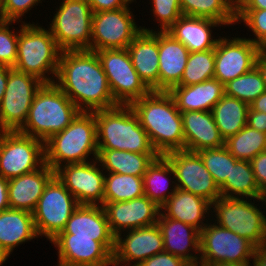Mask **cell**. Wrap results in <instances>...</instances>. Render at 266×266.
Returning <instances> with one entry per match:
<instances>
[{
	"label": "cell",
	"instance_id": "cell-1",
	"mask_svg": "<svg viewBox=\"0 0 266 266\" xmlns=\"http://www.w3.org/2000/svg\"><path fill=\"white\" fill-rule=\"evenodd\" d=\"M81 112H95L119 105L95 51H61L56 82Z\"/></svg>",
	"mask_w": 266,
	"mask_h": 266
},
{
	"label": "cell",
	"instance_id": "cell-2",
	"mask_svg": "<svg viewBox=\"0 0 266 266\" xmlns=\"http://www.w3.org/2000/svg\"><path fill=\"white\" fill-rule=\"evenodd\" d=\"M130 106L158 155L184 150L181 112L169 92L151 91Z\"/></svg>",
	"mask_w": 266,
	"mask_h": 266
},
{
	"label": "cell",
	"instance_id": "cell-3",
	"mask_svg": "<svg viewBox=\"0 0 266 266\" xmlns=\"http://www.w3.org/2000/svg\"><path fill=\"white\" fill-rule=\"evenodd\" d=\"M80 112L55 83H44L33 99L25 123L17 131L46 142L62 132Z\"/></svg>",
	"mask_w": 266,
	"mask_h": 266
},
{
	"label": "cell",
	"instance_id": "cell-4",
	"mask_svg": "<svg viewBox=\"0 0 266 266\" xmlns=\"http://www.w3.org/2000/svg\"><path fill=\"white\" fill-rule=\"evenodd\" d=\"M95 121L98 149L157 153L130 105L95 111Z\"/></svg>",
	"mask_w": 266,
	"mask_h": 266
},
{
	"label": "cell",
	"instance_id": "cell-5",
	"mask_svg": "<svg viewBox=\"0 0 266 266\" xmlns=\"http://www.w3.org/2000/svg\"><path fill=\"white\" fill-rule=\"evenodd\" d=\"M45 163L54 171L64 164L87 162L89 155L97 159L95 112H80L62 131L44 142Z\"/></svg>",
	"mask_w": 266,
	"mask_h": 266
},
{
	"label": "cell",
	"instance_id": "cell-6",
	"mask_svg": "<svg viewBox=\"0 0 266 266\" xmlns=\"http://www.w3.org/2000/svg\"><path fill=\"white\" fill-rule=\"evenodd\" d=\"M42 27L22 21L18 31L17 60L14 69L33 75L43 83H54L52 77L56 78L61 50L50 30ZM48 74H52V77Z\"/></svg>",
	"mask_w": 266,
	"mask_h": 266
},
{
	"label": "cell",
	"instance_id": "cell-7",
	"mask_svg": "<svg viewBox=\"0 0 266 266\" xmlns=\"http://www.w3.org/2000/svg\"><path fill=\"white\" fill-rule=\"evenodd\" d=\"M48 28L61 51L90 50L93 12L86 0H63Z\"/></svg>",
	"mask_w": 266,
	"mask_h": 266
},
{
	"label": "cell",
	"instance_id": "cell-8",
	"mask_svg": "<svg viewBox=\"0 0 266 266\" xmlns=\"http://www.w3.org/2000/svg\"><path fill=\"white\" fill-rule=\"evenodd\" d=\"M251 200L219 197L211 208L215 212L217 225L237 233L258 247L266 243V216L265 211L262 212Z\"/></svg>",
	"mask_w": 266,
	"mask_h": 266
},
{
	"label": "cell",
	"instance_id": "cell-9",
	"mask_svg": "<svg viewBox=\"0 0 266 266\" xmlns=\"http://www.w3.org/2000/svg\"><path fill=\"white\" fill-rule=\"evenodd\" d=\"M45 164L44 142L19 131H0V176L11 179Z\"/></svg>",
	"mask_w": 266,
	"mask_h": 266
},
{
	"label": "cell",
	"instance_id": "cell-10",
	"mask_svg": "<svg viewBox=\"0 0 266 266\" xmlns=\"http://www.w3.org/2000/svg\"><path fill=\"white\" fill-rule=\"evenodd\" d=\"M78 206L75 197L54 176L45 186L32 212L38 237L43 235L49 241L54 239Z\"/></svg>",
	"mask_w": 266,
	"mask_h": 266
},
{
	"label": "cell",
	"instance_id": "cell-11",
	"mask_svg": "<svg viewBox=\"0 0 266 266\" xmlns=\"http://www.w3.org/2000/svg\"><path fill=\"white\" fill-rule=\"evenodd\" d=\"M95 52L107 77L111 94L118 104L130 105L151 92L134 69L127 48Z\"/></svg>",
	"mask_w": 266,
	"mask_h": 266
},
{
	"label": "cell",
	"instance_id": "cell-12",
	"mask_svg": "<svg viewBox=\"0 0 266 266\" xmlns=\"http://www.w3.org/2000/svg\"><path fill=\"white\" fill-rule=\"evenodd\" d=\"M254 249L255 246L246 238L216 225V222L208 223L200 231L199 263L204 266L217 263H250Z\"/></svg>",
	"mask_w": 266,
	"mask_h": 266
},
{
	"label": "cell",
	"instance_id": "cell-13",
	"mask_svg": "<svg viewBox=\"0 0 266 266\" xmlns=\"http://www.w3.org/2000/svg\"><path fill=\"white\" fill-rule=\"evenodd\" d=\"M43 84L33 75L14 68L9 70L0 103V131H16L25 123L33 99Z\"/></svg>",
	"mask_w": 266,
	"mask_h": 266
},
{
	"label": "cell",
	"instance_id": "cell-14",
	"mask_svg": "<svg viewBox=\"0 0 266 266\" xmlns=\"http://www.w3.org/2000/svg\"><path fill=\"white\" fill-rule=\"evenodd\" d=\"M130 7L93 13L91 51L126 49L142 31Z\"/></svg>",
	"mask_w": 266,
	"mask_h": 266
},
{
	"label": "cell",
	"instance_id": "cell-15",
	"mask_svg": "<svg viewBox=\"0 0 266 266\" xmlns=\"http://www.w3.org/2000/svg\"><path fill=\"white\" fill-rule=\"evenodd\" d=\"M164 156L173 167L176 180L171 182L178 189L200 196L211 204L221 197L220 188L196 152L179 150Z\"/></svg>",
	"mask_w": 266,
	"mask_h": 266
},
{
	"label": "cell",
	"instance_id": "cell-16",
	"mask_svg": "<svg viewBox=\"0 0 266 266\" xmlns=\"http://www.w3.org/2000/svg\"><path fill=\"white\" fill-rule=\"evenodd\" d=\"M97 159L60 166L55 176L75 197L79 205H103L105 174ZM100 203V204H99Z\"/></svg>",
	"mask_w": 266,
	"mask_h": 266
},
{
	"label": "cell",
	"instance_id": "cell-17",
	"mask_svg": "<svg viewBox=\"0 0 266 266\" xmlns=\"http://www.w3.org/2000/svg\"><path fill=\"white\" fill-rule=\"evenodd\" d=\"M261 49L249 38L220 37L215 47L214 78L226 84L255 67Z\"/></svg>",
	"mask_w": 266,
	"mask_h": 266
},
{
	"label": "cell",
	"instance_id": "cell-18",
	"mask_svg": "<svg viewBox=\"0 0 266 266\" xmlns=\"http://www.w3.org/2000/svg\"><path fill=\"white\" fill-rule=\"evenodd\" d=\"M110 230L117 237L128 231L140 227H147L157 223L160 207L147 196L129 201L103 202Z\"/></svg>",
	"mask_w": 266,
	"mask_h": 266
},
{
	"label": "cell",
	"instance_id": "cell-19",
	"mask_svg": "<svg viewBox=\"0 0 266 266\" xmlns=\"http://www.w3.org/2000/svg\"><path fill=\"white\" fill-rule=\"evenodd\" d=\"M124 233H128L125 238L121 235L115 238L113 266L122 263L128 264L127 266H138L144 260L164 251L163 237L157 223Z\"/></svg>",
	"mask_w": 266,
	"mask_h": 266
},
{
	"label": "cell",
	"instance_id": "cell-20",
	"mask_svg": "<svg viewBox=\"0 0 266 266\" xmlns=\"http://www.w3.org/2000/svg\"><path fill=\"white\" fill-rule=\"evenodd\" d=\"M58 250V266H113V254L93 238L58 234L50 241Z\"/></svg>",
	"mask_w": 266,
	"mask_h": 266
},
{
	"label": "cell",
	"instance_id": "cell-21",
	"mask_svg": "<svg viewBox=\"0 0 266 266\" xmlns=\"http://www.w3.org/2000/svg\"><path fill=\"white\" fill-rule=\"evenodd\" d=\"M59 234L93 238V240L101 242L112 254L115 250L116 237L110 230L103 206L79 205Z\"/></svg>",
	"mask_w": 266,
	"mask_h": 266
},
{
	"label": "cell",
	"instance_id": "cell-22",
	"mask_svg": "<svg viewBox=\"0 0 266 266\" xmlns=\"http://www.w3.org/2000/svg\"><path fill=\"white\" fill-rule=\"evenodd\" d=\"M127 50L141 80L151 91H159L158 31L142 27Z\"/></svg>",
	"mask_w": 266,
	"mask_h": 266
},
{
	"label": "cell",
	"instance_id": "cell-23",
	"mask_svg": "<svg viewBox=\"0 0 266 266\" xmlns=\"http://www.w3.org/2000/svg\"><path fill=\"white\" fill-rule=\"evenodd\" d=\"M157 225L161 231L164 251L184 259L189 264L199 263L200 231L181 221L166 218L161 212ZM194 250L193 255L190 250ZM198 256V257H197Z\"/></svg>",
	"mask_w": 266,
	"mask_h": 266
},
{
	"label": "cell",
	"instance_id": "cell-24",
	"mask_svg": "<svg viewBox=\"0 0 266 266\" xmlns=\"http://www.w3.org/2000/svg\"><path fill=\"white\" fill-rule=\"evenodd\" d=\"M184 150L198 152L207 148H219L225 145L215 124L212 111L181 112Z\"/></svg>",
	"mask_w": 266,
	"mask_h": 266
},
{
	"label": "cell",
	"instance_id": "cell-25",
	"mask_svg": "<svg viewBox=\"0 0 266 266\" xmlns=\"http://www.w3.org/2000/svg\"><path fill=\"white\" fill-rule=\"evenodd\" d=\"M54 176L55 171L45 163L36 171L9 179V208L32 213L45 186Z\"/></svg>",
	"mask_w": 266,
	"mask_h": 266
},
{
	"label": "cell",
	"instance_id": "cell-26",
	"mask_svg": "<svg viewBox=\"0 0 266 266\" xmlns=\"http://www.w3.org/2000/svg\"><path fill=\"white\" fill-rule=\"evenodd\" d=\"M159 91L177 86L188 61L189 50L169 33L158 30Z\"/></svg>",
	"mask_w": 266,
	"mask_h": 266
},
{
	"label": "cell",
	"instance_id": "cell-27",
	"mask_svg": "<svg viewBox=\"0 0 266 266\" xmlns=\"http://www.w3.org/2000/svg\"><path fill=\"white\" fill-rule=\"evenodd\" d=\"M180 112L212 111L225 95L224 84L213 78L198 84L174 86L169 91Z\"/></svg>",
	"mask_w": 266,
	"mask_h": 266
},
{
	"label": "cell",
	"instance_id": "cell-28",
	"mask_svg": "<svg viewBox=\"0 0 266 266\" xmlns=\"http://www.w3.org/2000/svg\"><path fill=\"white\" fill-rule=\"evenodd\" d=\"M221 25L212 19L182 15L166 32L184 44L189 52L206 51L215 49L219 38L213 39L211 29Z\"/></svg>",
	"mask_w": 266,
	"mask_h": 266
},
{
	"label": "cell",
	"instance_id": "cell-29",
	"mask_svg": "<svg viewBox=\"0 0 266 266\" xmlns=\"http://www.w3.org/2000/svg\"><path fill=\"white\" fill-rule=\"evenodd\" d=\"M211 206L206 199L177 188L160 211L166 218L181 221L201 231L207 225L203 219L206 214L209 215Z\"/></svg>",
	"mask_w": 266,
	"mask_h": 266
},
{
	"label": "cell",
	"instance_id": "cell-30",
	"mask_svg": "<svg viewBox=\"0 0 266 266\" xmlns=\"http://www.w3.org/2000/svg\"><path fill=\"white\" fill-rule=\"evenodd\" d=\"M34 238L38 235L31 212L10 208L0 212V252L7 258L19 244Z\"/></svg>",
	"mask_w": 266,
	"mask_h": 266
},
{
	"label": "cell",
	"instance_id": "cell-31",
	"mask_svg": "<svg viewBox=\"0 0 266 266\" xmlns=\"http://www.w3.org/2000/svg\"><path fill=\"white\" fill-rule=\"evenodd\" d=\"M159 155L157 153H134L124 150L98 149L97 161L106 172L143 176L147 167Z\"/></svg>",
	"mask_w": 266,
	"mask_h": 266
},
{
	"label": "cell",
	"instance_id": "cell-32",
	"mask_svg": "<svg viewBox=\"0 0 266 266\" xmlns=\"http://www.w3.org/2000/svg\"><path fill=\"white\" fill-rule=\"evenodd\" d=\"M248 110V103L228 95L213 107L215 124L224 141L247 125Z\"/></svg>",
	"mask_w": 266,
	"mask_h": 266
},
{
	"label": "cell",
	"instance_id": "cell-33",
	"mask_svg": "<svg viewBox=\"0 0 266 266\" xmlns=\"http://www.w3.org/2000/svg\"><path fill=\"white\" fill-rule=\"evenodd\" d=\"M171 175L175 178L173 167L168 159L162 155L153 160L143 175L144 194L159 207L177 190L176 185L168 183V177ZM169 185L173 186L172 189H170Z\"/></svg>",
	"mask_w": 266,
	"mask_h": 266
},
{
	"label": "cell",
	"instance_id": "cell-34",
	"mask_svg": "<svg viewBox=\"0 0 266 266\" xmlns=\"http://www.w3.org/2000/svg\"><path fill=\"white\" fill-rule=\"evenodd\" d=\"M220 192L221 197L261 200L263 193L256 183L250 161L238 160L231 166L230 178L220 187Z\"/></svg>",
	"mask_w": 266,
	"mask_h": 266
},
{
	"label": "cell",
	"instance_id": "cell-35",
	"mask_svg": "<svg viewBox=\"0 0 266 266\" xmlns=\"http://www.w3.org/2000/svg\"><path fill=\"white\" fill-rule=\"evenodd\" d=\"M183 15L236 24V7L229 0H180Z\"/></svg>",
	"mask_w": 266,
	"mask_h": 266
},
{
	"label": "cell",
	"instance_id": "cell-36",
	"mask_svg": "<svg viewBox=\"0 0 266 266\" xmlns=\"http://www.w3.org/2000/svg\"><path fill=\"white\" fill-rule=\"evenodd\" d=\"M144 195L143 176L105 172L103 202L129 201Z\"/></svg>",
	"mask_w": 266,
	"mask_h": 266
},
{
	"label": "cell",
	"instance_id": "cell-37",
	"mask_svg": "<svg viewBox=\"0 0 266 266\" xmlns=\"http://www.w3.org/2000/svg\"><path fill=\"white\" fill-rule=\"evenodd\" d=\"M225 146L237 160L251 161L256 155L266 151V133L246 125L225 140Z\"/></svg>",
	"mask_w": 266,
	"mask_h": 266
},
{
	"label": "cell",
	"instance_id": "cell-38",
	"mask_svg": "<svg viewBox=\"0 0 266 266\" xmlns=\"http://www.w3.org/2000/svg\"><path fill=\"white\" fill-rule=\"evenodd\" d=\"M215 49L190 52L181 81L177 86L198 84L214 78Z\"/></svg>",
	"mask_w": 266,
	"mask_h": 266
},
{
	"label": "cell",
	"instance_id": "cell-39",
	"mask_svg": "<svg viewBox=\"0 0 266 266\" xmlns=\"http://www.w3.org/2000/svg\"><path fill=\"white\" fill-rule=\"evenodd\" d=\"M224 88L225 95L235 97L248 104L266 91L262 76L256 66L245 74L228 81L224 84Z\"/></svg>",
	"mask_w": 266,
	"mask_h": 266
},
{
	"label": "cell",
	"instance_id": "cell-40",
	"mask_svg": "<svg viewBox=\"0 0 266 266\" xmlns=\"http://www.w3.org/2000/svg\"><path fill=\"white\" fill-rule=\"evenodd\" d=\"M214 178L215 183L220 188L230 178L231 166L238 161L229 153L226 146L219 148H207L196 152Z\"/></svg>",
	"mask_w": 266,
	"mask_h": 266
},
{
	"label": "cell",
	"instance_id": "cell-41",
	"mask_svg": "<svg viewBox=\"0 0 266 266\" xmlns=\"http://www.w3.org/2000/svg\"><path fill=\"white\" fill-rule=\"evenodd\" d=\"M243 21L254 33L253 39L261 50H266V9H236V22Z\"/></svg>",
	"mask_w": 266,
	"mask_h": 266
},
{
	"label": "cell",
	"instance_id": "cell-42",
	"mask_svg": "<svg viewBox=\"0 0 266 266\" xmlns=\"http://www.w3.org/2000/svg\"><path fill=\"white\" fill-rule=\"evenodd\" d=\"M15 21L0 20V65L14 68L17 60L19 34L10 30Z\"/></svg>",
	"mask_w": 266,
	"mask_h": 266
},
{
	"label": "cell",
	"instance_id": "cell-43",
	"mask_svg": "<svg viewBox=\"0 0 266 266\" xmlns=\"http://www.w3.org/2000/svg\"><path fill=\"white\" fill-rule=\"evenodd\" d=\"M151 11L160 23V32H166L183 15L180 0H152Z\"/></svg>",
	"mask_w": 266,
	"mask_h": 266
},
{
	"label": "cell",
	"instance_id": "cell-44",
	"mask_svg": "<svg viewBox=\"0 0 266 266\" xmlns=\"http://www.w3.org/2000/svg\"><path fill=\"white\" fill-rule=\"evenodd\" d=\"M41 0H5L0 6V20L21 22V18Z\"/></svg>",
	"mask_w": 266,
	"mask_h": 266
},
{
	"label": "cell",
	"instance_id": "cell-45",
	"mask_svg": "<svg viewBox=\"0 0 266 266\" xmlns=\"http://www.w3.org/2000/svg\"><path fill=\"white\" fill-rule=\"evenodd\" d=\"M188 264L184 259L163 251L144 260L138 266H187Z\"/></svg>",
	"mask_w": 266,
	"mask_h": 266
},
{
	"label": "cell",
	"instance_id": "cell-46",
	"mask_svg": "<svg viewBox=\"0 0 266 266\" xmlns=\"http://www.w3.org/2000/svg\"><path fill=\"white\" fill-rule=\"evenodd\" d=\"M256 183L263 193L266 190V151L256 155L251 161Z\"/></svg>",
	"mask_w": 266,
	"mask_h": 266
},
{
	"label": "cell",
	"instance_id": "cell-47",
	"mask_svg": "<svg viewBox=\"0 0 266 266\" xmlns=\"http://www.w3.org/2000/svg\"><path fill=\"white\" fill-rule=\"evenodd\" d=\"M93 13L126 8L129 6L127 0H86Z\"/></svg>",
	"mask_w": 266,
	"mask_h": 266
},
{
	"label": "cell",
	"instance_id": "cell-48",
	"mask_svg": "<svg viewBox=\"0 0 266 266\" xmlns=\"http://www.w3.org/2000/svg\"><path fill=\"white\" fill-rule=\"evenodd\" d=\"M247 125L259 132L266 133V113L254 111L249 107Z\"/></svg>",
	"mask_w": 266,
	"mask_h": 266
},
{
	"label": "cell",
	"instance_id": "cell-49",
	"mask_svg": "<svg viewBox=\"0 0 266 266\" xmlns=\"http://www.w3.org/2000/svg\"><path fill=\"white\" fill-rule=\"evenodd\" d=\"M9 209L8 179L0 176V212Z\"/></svg>",
	"mask_w": 266,
	"mask_h": 266
},
{
	"label": "cell",
	"instance_id": "cell-50",
	"mask_svg": "<svg viewBox=\"0 0 266 266\" xmlns=\"http://www.w3.org/2000/svg\"><path fill=\"white\" fill-rule=\"evenodd\" d=\"M251 265L266 266V243L255 247Z\"/></svg>",
	"mask_w": 266,
	"mask_h": 266
},
{
	"label": "cell",
	"instance_id": "cell-51",
	"mask_svg": "<svg viewBox=\"0 0 266 266\" xmlns=\"http://www.w3.org/2000/svg\"><path fill=\"white\" fill-rule=\"evenodd\" d=\"M255 66L259 70L266 89V50H261L257 55Z\"/></svg>",
	"mask_w": 266,
	"mask_h": 266
},
{
	"label": "cell",
	"instance_id": "cell-52",
	"mask_svg": "<svg viewBox=\"0 0 266 266\" xmlns=\"http://www.w3.org/2000/svg\"><path fill=\"white\" fill-rule=\"evenodd\" d=\"M236 9H266V0H242Z\"/></svg>",
	"mask_w": 266,
	"mask_h": 266
},
{
	"label": "cell",
	"instance_id": "cell-53",
	"mask_svg": "<svg viewBox=\"0 0 266 266\" xmlns=\"http://www.w3.org/2000/svg\"><path fill=\"white\" fill-rule=\"evenodd\" d=\"M11 67L0 65V103L2 101Z\"/></svg>",
	"mask_w": 266,
	"mask_h": 266
},
{
	"label": "cell",
	"instance_id": "cell-54",
	"mask_svg": "<svg viewBox=\"0 0 266 266\" xmlns=\"http://www.w3.org/2000/svg\"><path fill=\"white\" fill-rule=\"evenodd\" d=\"M249 107L254 111L266 113V91L250 103Z\"/></svg>",
	"mask_w": 266,
	"mask_h": 266
},
{
	"label": "cell",
	"instance_id": "cell-55",
	"mask_svg": "<svg viewBox=\"0 0 266 266\" xmlns=\"http://www.w3.org/2000/svg\"><path fill=\"white\" fill-rule=\"evenodd\" d=\"M251 263H217L211 266H251Z\"/></svg>",
	"mask_w": 266,
	"mask_h": 266
},
{
	"label": "cell",
	"instance_id": "cell-56",
	"mask_svg": "<svg viewBox=\"0 0 266 266\" xmlns=\"http://www.w3.org/2000/svg\"><path fill=\"white\" fill-rule=\"evenodd\" d=\"M7 259L8 258L2 252H0V266L5 263Z\"/></svg>",
	"mask_w": 266,
	"mask_h": 266
},
{
	"label": "cell",
	"instance_id": "cell-57",
	"mask_svg": "<svg viewBox=\"0 0 266 266\" xmlns=\"http://www.w3.org/2000/svg\"><path fill=\"white\" fill-rule=\"evenodd\" d=\"M235 7H237L242 0H229Z\"/></svg>",
	"mask_w": 266,
	"mask_h": 266
},
{
	"label": "cell",
	"instance_id": "cell-58",
	"mask_svg": "<svg viewBox=\"0 0 266 266\" xmlns=\"http://www.w3.org/2000/svg\"><path fill=\"white\" fill-rule=\"evenodd\" d=\"M264 205H266V190L263 192V194H262V198H261V200H260Z\"/></svg>",
	"mask_w": 266,
	"mask_h": 266
},
{
	"label": "cell",
	"instance_id": "cell-59",
	"mask_svg": "<svg viewBox=\"0 0 266 266\" xmlns=\"http://www.w3.org/2000/svg\"><path fill=\"white\" fill-rule=\"evenodd\" d=\"M187 266H204L201 263H196V264H188Z\"/></svg>",
	"mask_w": 266,
	"mask_h": 266
},
{
	"label": "cell",
	"instance_id": "cell-60",
	"mask_svg": "<svg viewBox=\"0 0 266 266\" xmlns=\"http://www.w3.org/2000/svg\"><path fill=\"white\" fill-rule=\"evenodd\" d=\"M127 2L130 4V3L134 2V0H127Z\"/></svg>",
	"mask_w": 266,
	"mask_h": 266
},
{
	"label": "cell",
	"instance_id": "cell-61",
	"mask_svg": "<svg viewBox=\"0 0 266 266\" xmlns=\"http://www.w3.org/2000/svg\"><path fill=\"white\" fill-rule=\"evenodd\" d=\"M5 0H0V6L2 5V3L4 2Z\"/></svg>",
	"mask_w": 266,
	"mask_h": 266
}]
</instances>
